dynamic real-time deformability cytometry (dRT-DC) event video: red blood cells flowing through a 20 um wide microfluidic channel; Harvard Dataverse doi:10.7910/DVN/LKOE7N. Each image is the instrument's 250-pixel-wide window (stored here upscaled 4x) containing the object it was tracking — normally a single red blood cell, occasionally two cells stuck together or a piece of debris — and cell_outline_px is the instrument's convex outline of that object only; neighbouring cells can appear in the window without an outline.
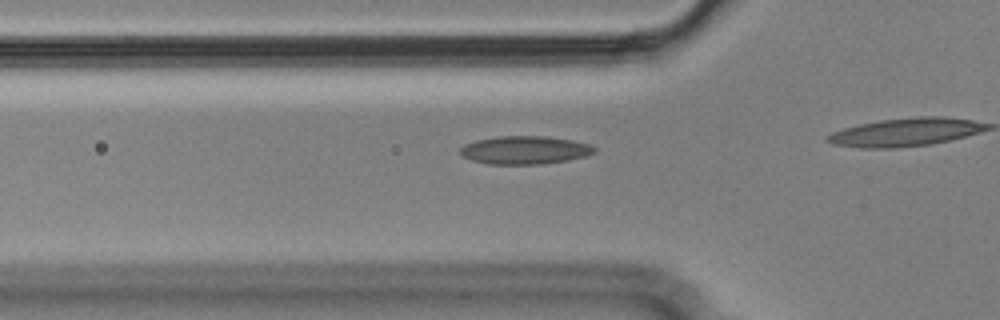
{"species": "Egyptian fruit bat (a non-hibernating species)", "species_latin": "Rousettus aegyptiacus", "temperature_condition": "cold", "stored_images_in_passage": 10, "camera_frame_rate_fps": 3000, "um_per_image_px": 0.085, "animal": {"sex": "male"}, "frame": {"image": 1, "passage_image": 2, "time_ms": 0.333, "image_size_px": [1000, 320], "cell_outline_px": [[596, 152], [588, 156], [568, 160], [540, 164], [488, 164], [472, 160], [460, 156], [460, 148], [464, 144], [476, 140], [500, 136], [544, 136], [572, 140], [588, 144], [596, 148]], "centroid_in_image_um": [44.6, 12.76], "position_along_channel_um": 81.2, "area_um2": 22.08}}
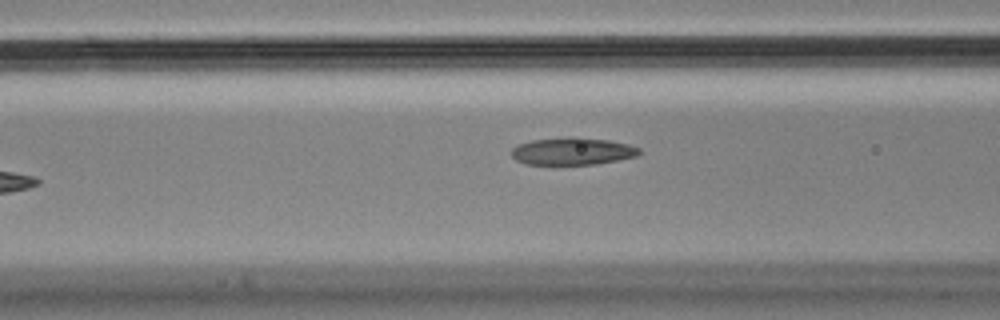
{"frame": {"image": 2, "passage_image": 5, "time_ms": 1.333, "image_size_px": [1000, 320], "cell_outline_px": [[640, 152], [636, 156], [596, 164], [524, 164], [516, 160], [512, 156], [512, 148], [516, 144], [532, 140], [572, 136], [576, 136], [608, 140], [628, 144], [640, 148]], "centroid_in_image_um": [48.63, 12.84], "position_along_channel_um": 118.0, "area_um2": 20.4}}
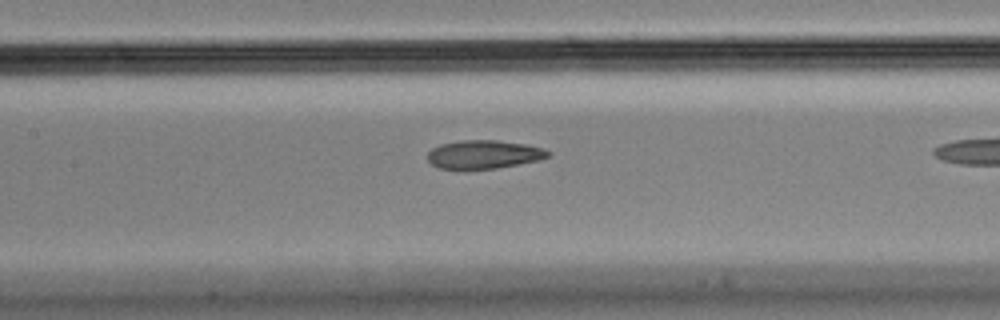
{"frame": {"image": 3, "passage_image": 9, "time_ms": 2.667, "image_size_px": [1000, 320], "cell_outline_px": [[552, 156], [540, 160], [496, 168], [464, 172], [436, 168], [428, 160], [428, 152], [432, 148], [440, 144], [460, 140], [496, 140], [524, 144], [544, 148], [552, 152]], "centroid_in_image_um": [41.1, 13.16], "position_along_channel_um": 166.3, "area_um2": 20.81}}